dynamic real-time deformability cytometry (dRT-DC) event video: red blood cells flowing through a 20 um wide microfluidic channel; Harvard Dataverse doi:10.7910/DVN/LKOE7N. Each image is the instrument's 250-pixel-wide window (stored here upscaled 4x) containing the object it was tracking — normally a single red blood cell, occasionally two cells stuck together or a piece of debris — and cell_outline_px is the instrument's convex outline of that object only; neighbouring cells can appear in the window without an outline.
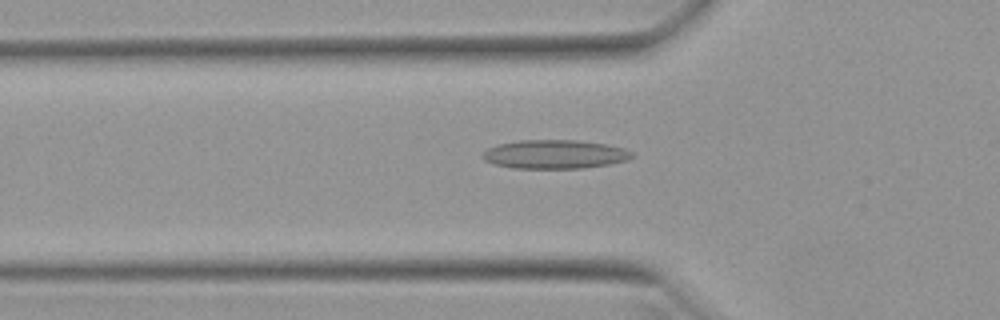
{"species": "Egyptian fruit bat (a non-hibernating species)", "species_latin": "Rousettus aegyptiacus", "temperature_condition": "warm", "stored_images_in_passage": 41, "camera_frame_rate_fps": 3000, "um_per_image_px": 0.085, "animal": {"sex": "female"}, "frame": {"image": 1, "passage_image": 13, "time_ms": 4.0, "image_size_px": [1000, 320], "cell_outline_px": [[632, 156], [628, 160], [608, 164], [584, 168], [512, 168], [492, 164], [484, 160], [480, 156], [488, 148], [496, 144], [520, 140], [576, 140], [604, 144], [624, 148], [632, 152]], "centroid_in_image_um": [47.1, 13.11], "position_along_channel_um": 78.7, "area_um2": 25.09}}
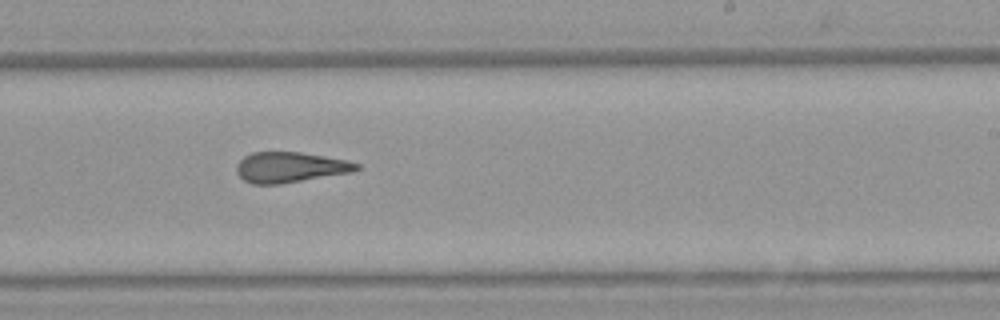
{"frame": {"image": 2, "passage_image": 27, "time_ms": 8.667, "image_size_px": [1000, 320], "cell_outline_px": [[360, 168], [352, 172], [280, 184], [252, 184], [244, 180], [236, 172], [236, 164], [244, 156], [252, 152], [300, 152], [324, 156], [344, 160], [360, 164]], "centroid_in_image_um": [24.62, 14.22], "position_along_channel_um": 264.4, "area_um2": 21.21}}
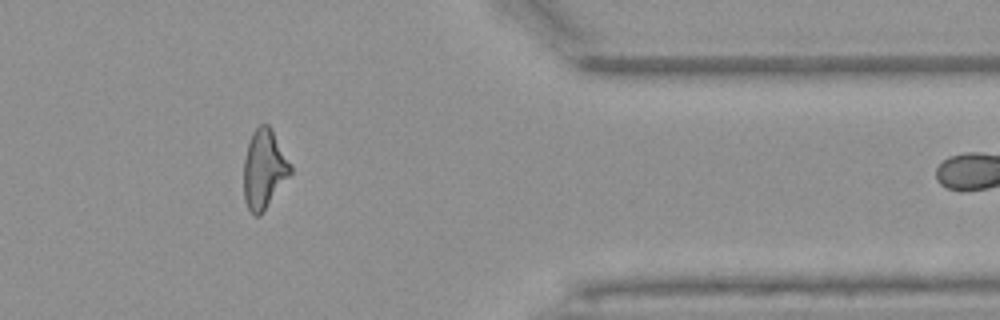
{"frame": {"image": 3, "passage_image": 38, "time_ms": 12.333, "image_size_px": [1000, 320], "cell_outline_px": [[292, 172], [260, 216], [256, 216], [248, 208], [244, 200], [244, 160], [248, 140], [252, 132], [260, 124], [268, 124], [272, 128], [292, 164]], "centroid_in_image_um": [22.45, 14.34], "position_along_channel_um": 388.9, "area_um2": 21.68}, "authors_computed_cell_mechanics": {"area_um2": 22.4264, "velocity_mm_per_s": 3.975, "shape_relaxation_time_tau1_ms": null, "shape_relaxation_time_tau2_ms": 3.0506, "deformation_change_tau1": null, "deformation_change_tau2": 0.1441}}